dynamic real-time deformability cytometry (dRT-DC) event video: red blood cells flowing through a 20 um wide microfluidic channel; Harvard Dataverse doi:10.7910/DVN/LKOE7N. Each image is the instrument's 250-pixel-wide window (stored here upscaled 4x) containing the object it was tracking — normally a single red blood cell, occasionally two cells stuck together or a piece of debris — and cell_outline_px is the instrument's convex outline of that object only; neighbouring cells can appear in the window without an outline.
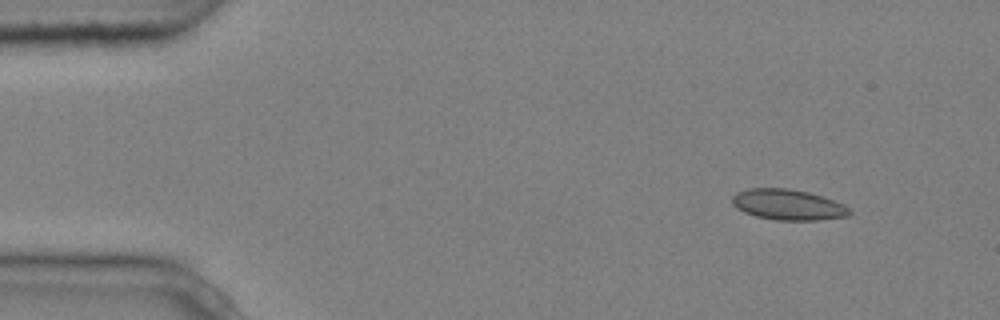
{"species": "common noctule bat (a hibernating species)", "species_latin": "Nyctalus noctula", "temperature_condition": "cold", "stored_images_in_passage": 3, "camera_frame_rate_fps": 3000, "um_per_image_px": 0.085, "animal": {"sex": "male", "body_mass_g": 20.4}, "frame": {"image": 1, "passage_image": 1, "time_ms": 0.0, "image_size_px": [1000, 320], "cell_outline_px": [[852, 212], [848, 216], [816, 220], [776, 220], [756, 216], [744, 212], [736, 208], [732, 204], [732, 196], [736, 192], [748, 188], [788, 188], [808, 192], [844, 204]], "centroid_in_image_um": [66.94, 17.39], "position_along_channel_um": 18.1, "area_um2": 20.92}}